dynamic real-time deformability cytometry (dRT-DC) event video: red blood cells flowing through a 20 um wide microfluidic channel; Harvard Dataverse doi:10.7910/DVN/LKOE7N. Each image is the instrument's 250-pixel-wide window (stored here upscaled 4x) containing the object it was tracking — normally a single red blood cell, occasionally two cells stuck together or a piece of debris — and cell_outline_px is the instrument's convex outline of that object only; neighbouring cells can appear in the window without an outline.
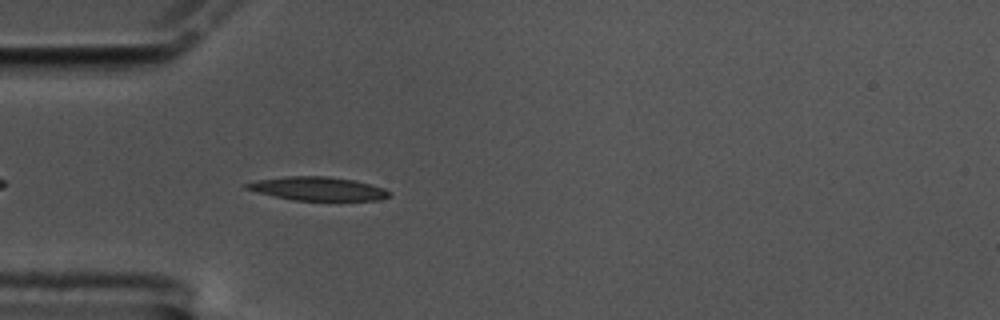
{"species": "common noctule bat (a hibernating species)", "species_latin": "Nyctalus noctula", "temperature_condition": "cold", "stored_images_in_passage": 47, "camera_frame_rate_fps": 3000, "um_per_image_px": 0.085, "animal": {"sex": "male", "body_mass_g": 17.5, "forearm_length_mm": 52.3}, "frame": {"image": 1, "passage_image": 5, "time_ms": 1.333, "image_size_px": [1000, 320], "cell_outline_px": [[392, 192], [388, 196], [380, 200], [292, 200], [244, 188], [244, 184], [256, 180], [284, 176], [328, 176], [352, 180], [384, 188]], "centroid_in_image_um": [27.0, 16.03], "position_along_channel_um": 58.0, "area_um2": 19.36}}
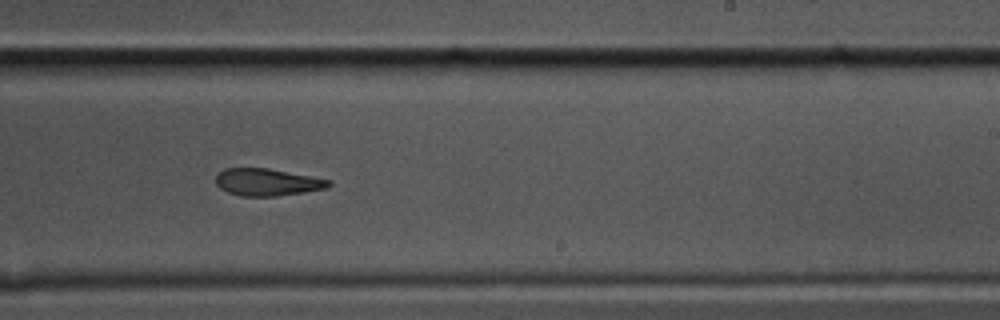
{"frame": {"image": 2, "passage_image": 24, "time_ms": 7.667, "image_size_px": [1000, 320], "cell_outline_px": [[332, 184], [328, 188], [304, 192], [276, 196], [240, 196], [228, 192], [220, 188], [216, 184], [216, 176], [224, 168], [268, 168], [332, 180]], "centroid_in_image_um": [22.73, 15.48], "position_along_channel_um": 266.3, "area_um2": 17.92}}
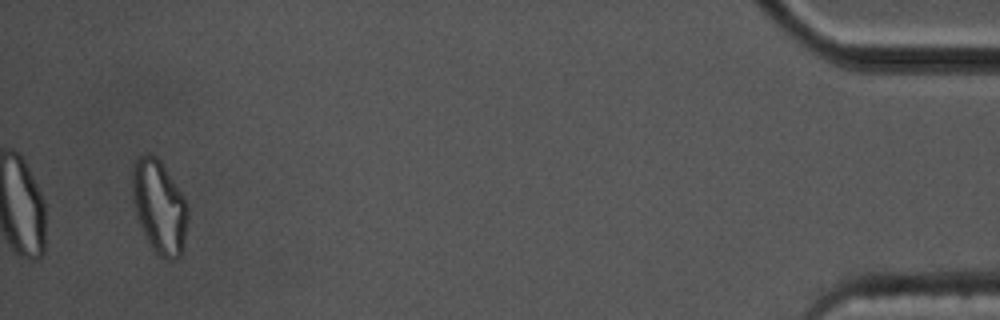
{"frame": {"image": 3, "passage_image": 45, "time_ms": 14.667, "image_size_px": [1000, 320], "cell_outline_px": [[188, 216], [184, 248], [180, 256], [172, 260], [164, 260], [152, 248], [140, 224], [132, 200], [132, 168], [136, 160], [140, 156], [156, 156], [160, 160], [184, 196], [188, 208]], "centroid_in_image_um": [13.56, 17.61], "position_along_channel_um": 421.6, "area_um2": 30.06}, "authors_computed_cell_mechanics": {"area_um2": 19.5364, "velocity_mm_per_s": 3.352, "shape_relaxation_time_tau1_ms": 5.2012, "shape_relaxation_time_tau2_ms": 2.4348, "deformation_change_tau1": 0.1669, "deformation_change_tau2": 0.0986}}